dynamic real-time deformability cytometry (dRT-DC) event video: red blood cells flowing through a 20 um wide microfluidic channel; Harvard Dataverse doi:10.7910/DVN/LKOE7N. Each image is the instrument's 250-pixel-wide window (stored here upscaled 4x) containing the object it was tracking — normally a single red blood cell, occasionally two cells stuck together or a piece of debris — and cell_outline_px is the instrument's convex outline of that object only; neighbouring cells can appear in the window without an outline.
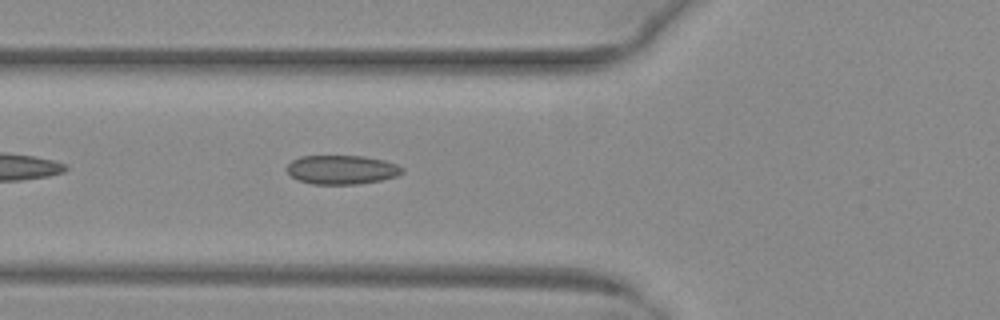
{"species": "common noctule bat (a hibernating species)", "species_latin": "Nyctalus noctula", "temperature_condition": "warm", "stored_images_in_passage": 37, "camera_frame_rate_fps": 3000, "um_per_image_px": 0.085, "animal": {"sex": "female", "body_mass_g": 29.2, "forearm_length_mm": 56.3}, "frame": {"image": 1, "passage_image": 5, "time_ms": 1.333, "image_size_px": [1000, 320], "cell_outline_px": [[404, 172], [396, 176], [380, 180], [356, 184], [312, 184], [296, 180], [288, 172], [288, 164], [292, 160], [300, 156], [364, 156], [384, 160], [396, 164], [404, 168]], "centroid_in_image_um": [29.05, 14.42], "position_along_channel_um": 96.8, "area_um2": 19.48}}
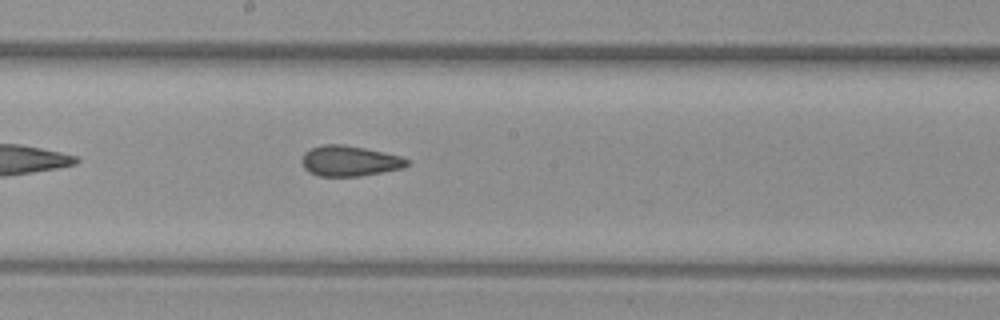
{"frame": {"image": 2, "passage_image": 14, "time_ms": 4.333, "image_size_px": [1000, 320], "cell_outline_px": [[408, 164], [404, 168], [360, 176], [320, 176], [308, 172], [304, 168], [300, 160], [304, 152], [312, 148], [324, 144], [344, 144], [364, 148], [400, 156], [408, 160]], "centroid_in_image_um": [29.67, 13.68], "position_along_channel_um": 218.5, "area_um2": 18.67}}
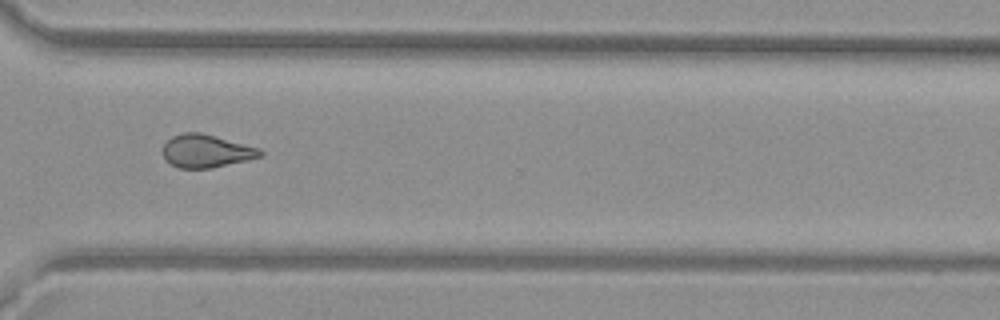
{"frame": {"image": 3, "passage_image": 24, "time_ms": 7.667, "image_size_px": [1000, 320], "cell_outline_px": [[264, 156], [248, 160], [212, 168], [180, 168], [172, 164], [164, 156], [164, 144], [172, 136], [184, 132], [200, 132], [260, 148], [264, 152]], "centroid_in_image_um": [17.58, 12.84], "position_along_channel_um": 353.0, "area_um2": 18.61}, "authors_computed_cell_mechanics": {"area_um2": 19.074, "velocity_mm_per_s": 4.0447, "shape_relaxation_time_tau1_ms": null, "shape_relaxation_time_tau2_ms": 2.3078, "deformation_change_tau1": null, "deformation_change_tau2": 0.0854}}